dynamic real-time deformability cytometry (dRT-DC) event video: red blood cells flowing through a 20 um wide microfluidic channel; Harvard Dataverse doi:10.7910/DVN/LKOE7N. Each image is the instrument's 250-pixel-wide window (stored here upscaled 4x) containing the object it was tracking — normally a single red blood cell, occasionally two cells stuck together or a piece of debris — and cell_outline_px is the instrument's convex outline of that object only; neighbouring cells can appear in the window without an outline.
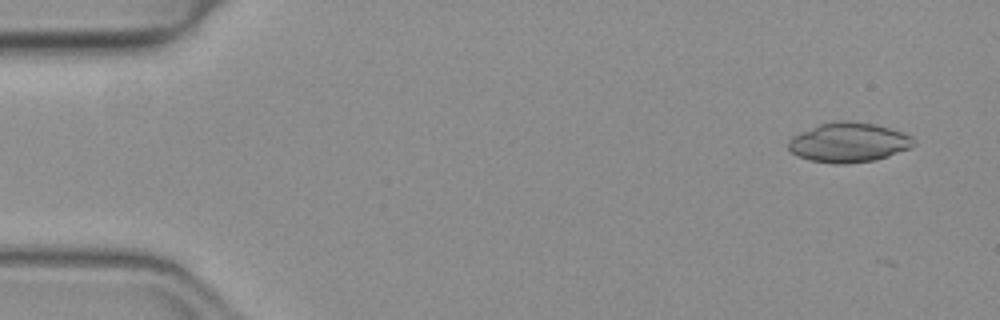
{"species": "common noctule bat (a hibernating species)", "species_latin": "Nyctalus noctula", "temperature_condition": "warm", "stored_images_in_passage": 5, "camera_frame_rate_fps": 3000, "um_per_image_px": 0.085, "animal": {"sex": "female", "body_mass_g": 19.3, "forearm_length_mm": 54.1}, "frame": {"image": 1, "passage_image": 3, "time_ms": 0.667, "image_size_px": [1000, 320], "cell_outline_px": [[916, 144], [912, 148], [876, 160], [848, 164], [836, 164], [812, 160], [800, 156], [792, 152], [788, 148], [788, 140], [792, 136], [820, 124], [832, 120], [852, 120], [872, 124], [888, 128], [912, 136], [916, 140]], "centroid_in_image_um": [72.17, 12.1], "position_along_channel_um": 12.8, "area_um2": 29.02}}